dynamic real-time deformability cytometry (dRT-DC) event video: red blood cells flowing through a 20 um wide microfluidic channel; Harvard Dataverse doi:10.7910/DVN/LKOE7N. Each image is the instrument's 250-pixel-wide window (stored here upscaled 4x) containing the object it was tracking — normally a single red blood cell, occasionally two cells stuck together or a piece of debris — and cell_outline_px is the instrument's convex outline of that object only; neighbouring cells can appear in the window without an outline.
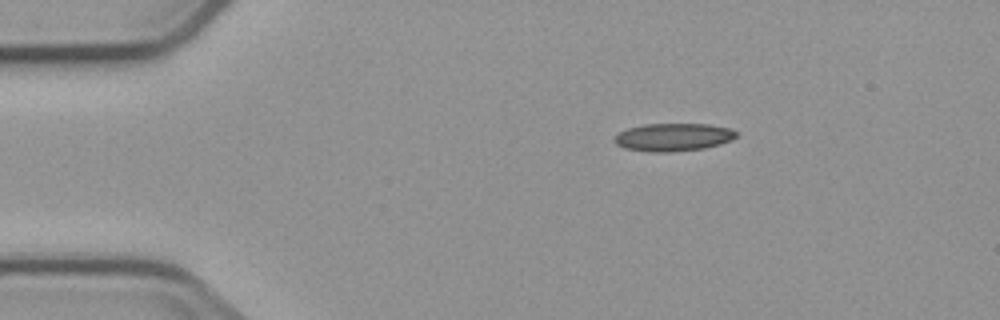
{"species": "common noctule bat (a hibernating species)", "species_latin": "Nyctalus noctula", "temperature_condition": "cold", "stored_images_in_passage": 3, "camera_frame_rate_fps": 3000, "um_per_image_px": 0.085, "animal": {"sex": "male", "body_mass_g": 23.1, "forearm_length_mm": 52.7}, "frame": {"image": 1, "passage_image": 1, "time_ms": 0.0, "image_size_px": [1000, 320], "cell_outline_px": [[736, 136], [732, 140], [720, 144], [704, 148], [672, 152], [648, 152], [624, 148], [616, 144], [612, 140], [620, 132], [628, 128], [644, 124], [708, 124], [732, 128], [736, 132]], "centroid_in_image_um": [57.23, 11.66], "position_along_channel_um": 27.8, "area_um2": 19.88}}
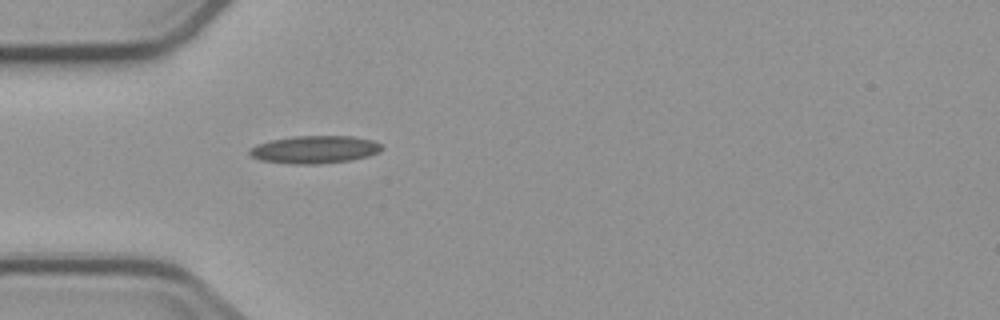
{"frame": {"image": 2, "passage_image": 3, "time_ms": 2.333, "image_size_px": [1000, 320], "cell_outline_px": [[384, 148], [380, 152], [368, 156], [352, 160], [320, 164], [288, 164], [260, 160], [248, 156], [248, 148], [256, 144], [272, 140], [292, 136], [352, 136], [372, 140], [380, 144]], "centroid_in_image_um": [26.71, 12.72], "position_along_channel_um": 58.3, "area_um2": 21.68}}